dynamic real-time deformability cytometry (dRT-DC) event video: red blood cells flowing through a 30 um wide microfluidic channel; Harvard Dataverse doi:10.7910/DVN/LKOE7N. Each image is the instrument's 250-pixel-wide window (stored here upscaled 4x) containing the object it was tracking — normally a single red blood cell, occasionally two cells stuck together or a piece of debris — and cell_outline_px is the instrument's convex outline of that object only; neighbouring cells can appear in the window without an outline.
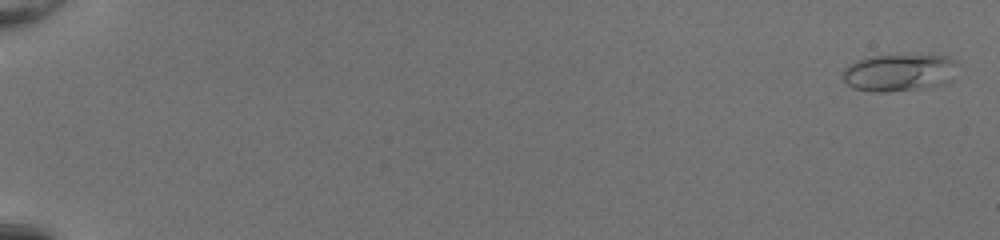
{"species": "common noctule bat (a hibernating species)", "species_latin": "Nyctalus noctula", "temperature_condition": "room temperature", "stored_images_in_passage": 53, "camera_frame_rate_fps": 3000, "um_per_image_px": 0.085, "animal": {"sex": "female", "body_mass_g": 20.0, "forearm_length_mm": 54.0}, "frame": {"image": 1, "passage_image": 2, "time_ms": 0.333, "image_size_px": [1000, 240], "cell_outline_px": [[960, 64], [956, 80], [948, 84], [928, 88], [888, 92], [872, 92], [852, 88], [844, 80], [844, 68], [848, 64], [856, 60], [872, 56], [948, 56], [956, 60]], "centroid_in_image_um": [76.55, 6.2], "position_along_channel_um": 8.4, "area_um2": 25.66}}
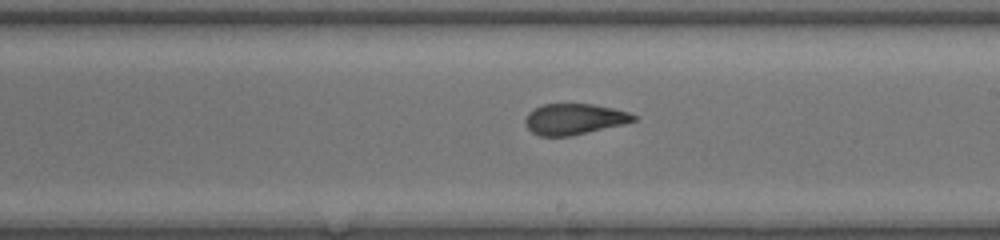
{"frame": {"image": 2, "passage_image": 34, "time_ms": 11.0, "image_size_px": [1000, 240], "cell_outline_px": [[636, 120], [624, 124], [572, 136], [540, 136], [532, 132], [528, 128], [524, 120], [528, 112], [544, 104], [592, 104], [612, 108], [628, 112], [636, 116]], "centroid_in_image_um": [48.8, 10.13], "position_along_channel_um": 240.2, "area_um2": 19.42}}
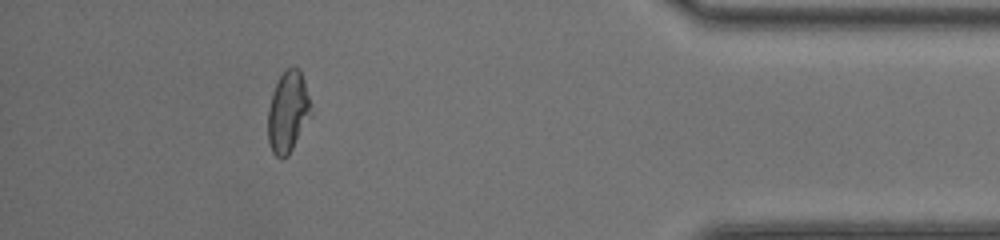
{"frame": {"image": 3, "passage_image": 49, "time_ms": 16.0, "image_size_px": [1000, 240], "cell_outline_px": [[312, 116], [288, 156], [280, 160], [272, 152], [268, 140], [268, 108], [272, 92], [280, 76], [288, 68], [300, 68], [304, 80], [312, 112]], "centroid_in_image_um": [24.48, 9.56], "position_along_channel_um": 410.7, "area_um2": 20.46}, "authors_computed_cell_mechanics": {"area_um2": 21.097, "velocity_mm_per_s": 4.1664, "shape_relaxation_time_tau1_ms": null, "shape_relaxation_time_tau2_ms": 1.3121, "deformation_change_tau1": null, "deformation_change_tau2": 0.0828}}